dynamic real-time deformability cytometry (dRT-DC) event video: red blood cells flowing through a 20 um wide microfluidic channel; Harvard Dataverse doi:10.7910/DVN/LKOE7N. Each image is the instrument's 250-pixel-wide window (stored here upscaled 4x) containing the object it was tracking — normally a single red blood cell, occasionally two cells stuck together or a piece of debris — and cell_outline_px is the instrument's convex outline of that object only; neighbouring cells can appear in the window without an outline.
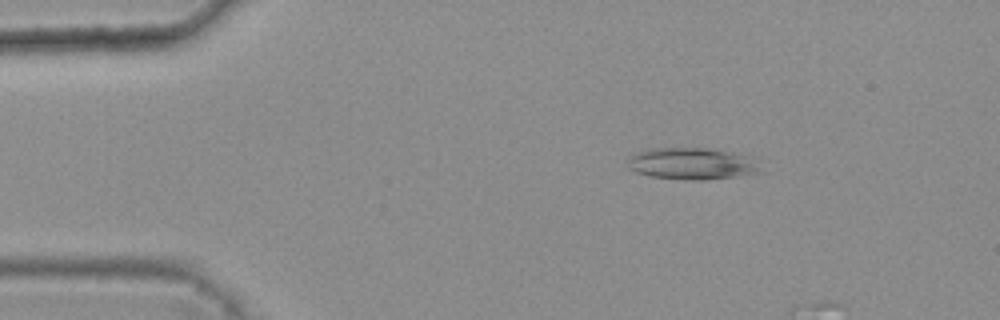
{"species": "common noctule bat (a hibernating species)", "species_latin": "Nyctalus noctula", "temperature_condition": "warm", "stored_images_in_passage": 11, "camera_frame_rate_fps": 3000, "um_per_image_px": 0.085, "animal": {"sex": "female", "body_mass_g": 25.1}, "frame": {"image": 1, "passage_image": 8, "time_ms": 2.333, "image_size_px": [1000, 320], "cell_outline_px": [[764, 172], [704, 180], [692, 180], [648, 176], [636, 172], [628, 168], [628, 156], [636, 152], [648, 148], [708, 148], [756, 156]], "centroid_in_image_um": [58.87, 13.9], "position_along_channel_um": 26.1, "area_um2": 25.14}}